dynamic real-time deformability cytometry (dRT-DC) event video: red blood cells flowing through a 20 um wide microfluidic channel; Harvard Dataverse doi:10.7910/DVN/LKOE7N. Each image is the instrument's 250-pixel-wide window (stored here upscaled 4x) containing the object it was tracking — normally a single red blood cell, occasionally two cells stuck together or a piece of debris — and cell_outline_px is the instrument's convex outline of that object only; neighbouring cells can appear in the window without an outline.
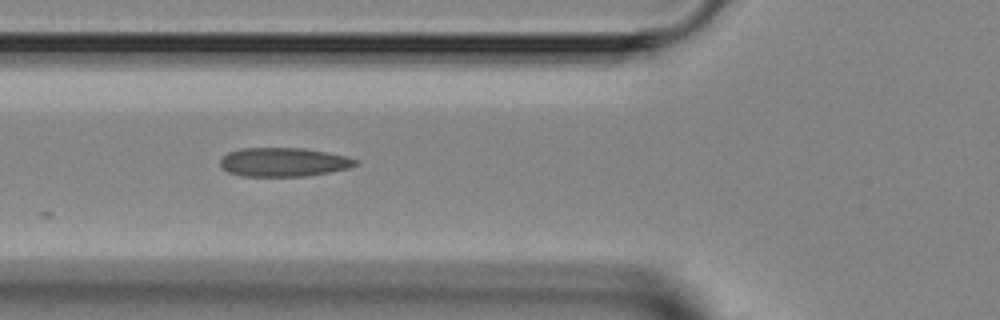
{"species": "Egyptian fruit bat (a non-hibernating species)", "species_latin": "Rousettus aegyptiacus", "temperature_condition": "room temperature", "stored_images_in_passage": 8, "camera_frame_rate_fps": 3000, "um_per_image_px": 0.085, "animal": {"sex": "female"}, "frame": {"image": 1, "passage_image": 3, "time_ms": 2.333, "image_size_px": [1000, 320], "cell_outline_px": [[360, 164], [348, 168], [328, 172], [304, 176], [240, 176], [228, 172], [220, 164], [220, 160], [228, 152], [240, 148], [304, 148], [328, 152], [348, 156], [360, 160]], "centroid_in_image_um": [24.15, 13.77], "position_along_channel_um": 101.7, "area_um2": 22.89}}
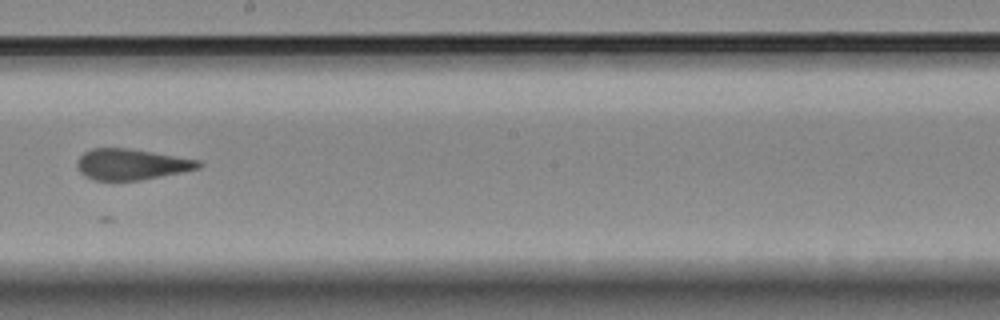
{"frame": {"image": 2, "passage_image": 6, "time_ms": 5.667, "image_size_px": [1000, 320], "cell_outline_px": [[204, 164], [200, 168], [140, 180], [92, 180], [84, 176], [76, 168], [76, 160], [84, 152], [92, 148], [128, 148], [200, 160]], "centroid_in_image_um": [11.13, 13.96], "position_along_channel_um": 237.1, "area_um2": 21.91}}
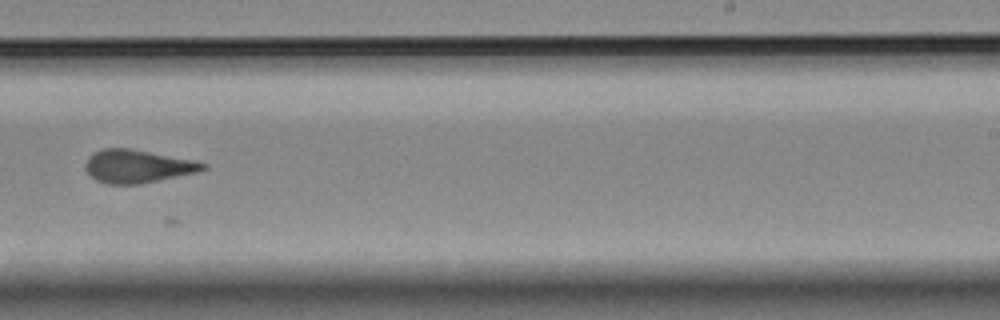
{"frame": {"image": 3, "passage_image": 7, "time_ms": 6.667, "image_size_px": [1000, 320], "cell_outline_px": [[208, 168], [196, 172], [140, 184], [108, 184], [96, 180], [84, 168], [84, 164], [88, 156], [92, 152], [104, 148], [128, 148], [196, 160], [208, 164]], "centroid_in_image_um": [11.68, 14.12], "position_along_channel_um": 277.3, "area_um2": 22.72}}